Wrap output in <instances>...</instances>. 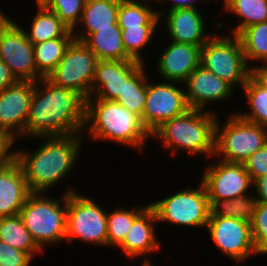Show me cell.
Segmentation results:
<instances>
[{"label":"cell","instance_id":"cell-1","mask_svg":"<svg viewBox=\"0 0 267 266\" xmlns=\"http://www.w3.org/2000/svg\"><path fill=\"white\" fill-rule=\"evenodd\" d=\"M86 100L47 78L35 82L26 123V141L34 137L83 134Z\"/></svg>","mask_w":267,"mask_h":266},{"label":"cell","instance_id":"cell-2","mask_svg":"<svg viewBox=\"0 0 267 266\" xmlns=\"http://www.w3.org/2000/svg\"><path fill=\"white\" fill-rule=\"evenodd\" d=\"M34 139L43 142L32 152L15 147L14 159L24 172L30 192L47 193L71 176L77 167L85 139L82 134Z\"/></svg>","mask_w":267,"mask_h":266},{"label":"cell","instance_id":"cell-3","mask_svg":"<svg viewBox=\"0 0 267 266\" xmlns=\"http://www.w3.org/2000/svg\"><path fill=\"white\" fill-rule=\"evenodd\" d=\"M83 137L99 142H114L143 152L151 134L144 126L141 117L130 112L115 101L87 99ZM89 138V139H88ZM143 151V152H142Z\"/></svg>","mask_w":267,"mask_h":266},{"label":"cell","instance_id":"cell-4","mask_svg":"<svg viewBox=\"0 0 267 266\" xmlns=\"http://www.w3.org/2000/svg\"><path fill=\"white\" fill-rule=\"evenodd\" d=\"M218 112L189 109L164 122L151 134L175 158L180 152L211 159L215 152V127ZM165 146V147H164ZM207 157V158H206Z\"/></svg>","mask_w":267,"mask_h":266},{"label":"cell","instance_id":"cell-5","mask_svg":"<svg viewBox=\"0 0 267 266\" xmlns=\"http://www.w3.org/2000/svg\"><path fill=\"white\" fill-rule=\"evenodd\" d=\"M71 185L59 197L49 193L31 192L20 210L24 226L36 245L44 251L46 246L65 241L67 230V194L78 191ZM48 196V197H47ZM61 199V200H60Z\"/></svg>","mask_w":267,"mask_h":266},{"label":"cell","instance_id":"cell-6","mask_svg":"<svg viewBox=\"0 0 267 266\" xmlns=\"http://www.w3.org/2000/svg\"><path fill=\"white\" fill-rule=\"evenodd\" d=\"M223 124L217 118L214 157L228 163H243L267 144V128L227 114ZM219 119V120H218Z\"/></svg>","mask_w":267,"mask_h":266},{"label":"cell","instance_id":"cell-7","mask_svg":"<svg viewBox=\"0 0 267 266\" xmlns=\"http://www.w3.org/2000/svg\"><path fill=\"white\" fill-rule=\"evenodd\" d=\"M195 185L183 187L178 192L169 194L164 198L150 201L149 205L153 208L157 222L174 224L189 228H205L210 216V202L206 188L200 180Z\"/></svg>","mask_w":267,"mask_h":266},{"label":"cell","instance_id":"cell-8","mask_svg":"<svg viewBox=\"0 0 267 266\" xmlns=\"http://www.w3.org/2000/svg\"><path fill=\"white\" fill-rule=\"evenodd\" d=\"M222 34L214 33L201 47L200 65L234 89H242L251 76V68L247 64L239 37Z\"/></svg>","mask_w":267,"mask_h":266},{"label":"cell","instance_id":"cell-9","mask_svg":"<svg viewBox=\"0 0 267 266\" xmlns=\"http://www.w3.org/2000/svg\"><path fill=\"white\" fill-rule=\"evenodd\" d=\"M107 211L91 196L80 191L67 194V230L65 243L107 246Z\"/></svg>","mask_w":267,"mask_h":266},{"label":"cell","instance_id":"cell-10","mask_svg":"<svg viewBox=\"0 0 267 266\" xmlns=\"http://www.w3.org/2000/svg\"><path fill=\"white\" fill-rule=\"evenodd\" d=\"M96 55L81 41L73 40L55 70L47 77L57 87L91 97V85L97 64Z\"/></svg>","mask_w":267,"mask_h":266},{"label":"cell","instance_id":"cell-11","mask_svg":"<svg viewBox=\"0 0 267 266\" xmlns=\"http://www.w3.org/2000/svg\"><path fill=\"white\" fill-rule=\"evenodd\" d=\"M0 60L10 67L18 80L37 81L34 46L17 21L2 9H0Z\"/></svg>","mask_w":267,"mask_h":266},{"label":"cell","instance_id":"cell-12","mask_svg":"<svg viewBox=\"0 0 267 266\" xmlns=\"http://www.w3.org/2000/svg\"><path fill=\"white\" fill-rule=\"evenodd\" d=\"M151 80L148 77L146 103L141 118L150 134L167 120L181 116L190 109L184 84Z\"/></svg>","mask_w":267,"mask_h":266},{"label":"cell","instance_id":"cell-13","mask_svg":"<svg viewBox=\"0 0 267 266\" xmlns=\"http://www.w3.org/2000/svg\"><path fill=\"white\" fill-rule=\"evenodd\" d=\"M205 230L221 254L238 266L250 257L258 256L248 222L232 217L209 216Z\"/></svg>","mask_w":267,"mask_h":266},{"label":"cell","instance_id":"cell-14","mask_svg":"<svg viewBox=\"0 0 267 266\" xmlns=\"http://www.w3.org/2000/svg\"><path fill=\"white\" fill-rule=\"evenodd\" d=\"M201 174L209 200L234 199L249 195L254 183L243 163H228L214 156ZM214 159V160H213Z\"/></svg>","mask_w":267,"mask_h":266},{"label":"cell","instance_id":"cell-15","mask_svg":"<svg viewBox=\"0 0 267 266\" xmlns=\"http://www.w3.org/2000/svg\"><path fill=\"white\" fill-rule=\"evenodd\" d=\"M34 81H18L0 92V128L15 142L26 138V123Z\"/></svg>","mask_w":267,"mask_h":266},{"label":"cell","instance_id":"cell-16","mask_svg":"<svg viewBox=\"0 0 267 266\" xmlns=\"http://www.w3.org/2000/svg\"><path fill=\"white\" fill-rule=\"evenodd\" d=\"M200 7L176 8L173 10L158 11L160 21L165 26L166 38L169 41L203 46L215 33L206 31L207 19ZM203 12V13H202ZM163 17V18H162ZM206 20V21H205ZM208 34H207V33Z\"/></svg>","mask_w":267,"mask_h":266},{"label":"cell","instance_id":"cell-17","mask_svg":"<svg viewBox=\"0 0 267 266\" xmlns=\"http://www.w3.org/2000/svg\"><path fill=\"white\" fill-rule=\"evenodd\" d=\"M184 88L190 109L212 112L215 111L214 109H209L210 105L213 106V103L216 105L219 102L221 104L222 101H230L229 99H232L237 91L229 83L201 65L188 76L184 83Z\"/></svg>","mask_w":267,"mask_h":266},{"label":"cell","instance_id":"cell-18","mask_svg":"<svg viewBox=\"0 0 267 266\" xmlns=\"http://www.w3.org/2000/svg\"><path fill=\"white\" fill-rule=\"evenodd\" d=\"M143 64L134 59L98 60L91 85V97L88 99L116 101L123 92L125 82Z\"/></svg>","mask_w":267,"mask_h":266},{"label":"cell","instance_id":"cell-19","mask_svg":"<svg viewBox=\"0 0 267 266\" xmlns=\"http://www.w3.org/2000/svg\"><path fill=\"white\" fill-rule=\"evenodd\" d=\"M171 42V43H170ZM165 44L156 61L158 79L184 84L188 76L200 65L201 47L170 41Z\"/></svg>","mask_w":267,"mask_h":266},{"label":"cell","instance_id":"cell-20","mask_svg":"<svg viewBox=\"0 0 267 266\" xmlns=\"http://www.w3.org/2000/svg\"><path fill=\"white\" fill-rule=\"evenodd\" d=\"M156 224L158 226L156 214L153 208L148 205L133 221L123 243L118 247L121 254L126 259H150L154 252L158 253L161 247V241L156 235ZM149 256V257H148Z\"/></svg>","mask_w":267,"mask_h":266},{"label":"cell","instance_id":"cell-21","mask_svg":"<svg viewBox=\"0 0 267 266\" xmlns=\"http://www.w3.org/2000/svg\"><path fill=\"white\" fill-rule=\"evenodd\" d=\"M30 193L24 172L15 159L0 166V218L18 215Z\"/></svg>","mask_w":267,"mask_h":266},{"label":"cell","instance_id":"cell-22","mask_svg":"<svg viewBox=\"0 0 267 266\" xmlns=\"http://www.w3.org/2000/svg\"><path fill=\"white\" fill-rule=\"evenodd\" d=\"M119 2L120 0H86L81 20L73 30L74 39L83 42L98 29L118 25Z\"/></svg>","mask_w":267,"mask_h":266},{"label":"cell","instance_id":"cell-23","mask_svg":"<svg viewBox=\"0 0 267 266\" xmlns=\"http://www.w3.org/2000/svg\"><path fill=\"white\" fill-rule=\"evenodd\" d=\"M83 43L96 55L98 60H132L125 51L119 25L98 29L91 33Z\"/></svg>","mask_w":267,"mask_h":266},{"label":"cell","instance_id":"cell-24","mask_svg":"<svg viewBox=\"0 0 267 266\" xmlns=\"http://www.w3.org/2000/svg\"><path fill=\"white\" fill-rule=\"evenodd\" d=\"M35 15L29 23V29L22 26L27 39L32 43H41L54 38L64 37L70 29L60 20V18L52 11L45 8L41 3H35ZM25 27V29H24Z\"/></svg>","mask_w":267,"mask_h":266},{"label":"cell","instance_id":"cell-25","mask_svg":"<svg viewBox=\"0 0 267 266\" xmlns=\"http://www.w3.org/2000/svg\"><path fill=\"white\" fill-rule=\"evenodd\" d=\"M221 11L236 16L232 35H238L244 28L267 21V0H222ZM239 23V24H238Z\"/></svg>","mask_w":267,"mask_h":266},{"label":"cell","instance_id":"cell-26","mask_svg":"<svg viewBox=\"0 0 267 266\" xmlns=\"http://www.w3.org/2000/svg\"><path fill=\"white\" fill-rule=\"evenodd\" d=\"M73 40V31L70 30L64 37L33 44L37 81L41 78H47L55 70Z\"/></svg>","mask_w":267,"mask_h":266},{"label":"cell","instance_id":"cell-27","mask_svg":"<svg viewBox=\"0 0 267 266\" xmlns=\"http://www.w3.org/2000/svg\"><path fill=\"white\" fill-rule=\"evenodd\" d=\"M151 0H120L118 25L121 29L139 26H160L158 10L150 4ZM150 3V4H149Z\"/></svg>","mask_w":267,"mask_h":266},{"label":"cell","instance_id":"cell-28","mask_svg":"<svg viewBox=\"0 0 267 266\" xmlns=\"http://www.w3.org/2000/svg\"><path fill=\"white\" fill-rule=\"evenodd\" d=\"M0 240L28 253L33 259L36 254L44 253L32 239L19 214L0 218Z\"/></svg>","mask_w":267,"mask_h":266},{"label":"cell","instance_id":"cell-29","mask_svg":"<svg viewBox=\"0 0 267 266\" xmlns=\"http://www.w3.org/2000/svg\"><path fill=\"white\" fill-rule=\"evenodd\" d=\"M242 90L249 108L245 111L234 109L230 113H237L244 120L267 128V89L250 76Z\"/></svg>","mask_w":267,"mask_h":266},{"label":"cell","instance_id":"cell-30","mask_svg":"<svg viewBox=\"0 0 267 266\" xmlns=\"http://www.w3.org/2000/svg\"><path fill=\"white\" fill-rule=\"evenodd\" d=\"M140 204V206L117 207L113 211H107V247L118 248L124 241L127 232L134 219L149 205Z\"/></svg>","mask_w":267,"mask_h":266},{"label":"cell","instance_id":"cell-31","mask_svg":"<svg viewBox=\"0 0 267 266\" xmlns=\"http://www.w3.org/2000/svg\"><path fill=\"white\" fill-rule=\"evenodd\" d=\"M143 64L124 84V89L119 98L115 101L121 106L139 115L142 118L143 110L146 103L148 88V74Z\"/></svg>","mask_w":267,"mask_h":266},{"label":"cell","instance_id":"cell-32","mask_svg":"<svg viewBox=\"0 0 267 266\" xmlns=\"http://www.w3.org/2000/svg\"><path fill=\"white\" fill-rule=\"evenodd\" d=\"M237 36L241 41L247 64L251 69L259 62L267 63V21L248 26Z\"/></svg>","mask_w":267,"mask_h":266},{"label":"cell","instance_id":"cell-33","mask_svg":"<svg viewBox=\"0 0 267 266\" xmlns=\"http://www.w3.org/2000/svg\"><path fill=\"white\" fill-rule=\"evenodd\" d=\"M237 197L231 200H209L210 202V216L232 217L239 220L252 223L258 198L255 193Z\"/></svg>","mask_w":267,"mask_h":266},{"label":"cell","instance_id":"cell-34","mask_svg":"<svg viewBox=\"0 0 267 266\" xmlns=\"http://www.w3.org/2000/svg\"><path fill=\"white\" fill-rule=\"evenodd\" d=\"M159 26H139V27H127V29H121L123 44L126 53L134 60L146 64L147 57L142 53L145 47H148L149 43L154 40L155 31ZM143 55V56H142Z\"/></svg>","mask_w":267,"mask_h":266},{"label":"cell","instance_id":"cell-35","mask_svg":"<svg viewBox=\"0 0 267 266\" xmlns=\"http://www.w3.org/2000/svg\"><path fill=\"white\" fill-rule=\"evenodd\" d=\"M86 0H43L41 4L54 12L70 29L74 30L79 24Z\"/></svg>","mask_w":267,"mask_h":266},{"label":"cell","instance_id":"cell-36","mask_svg":"<svg viewBox=\"0 0 267 266\" xmlns=\"http://www.w3.org/2000/svg\"><path fill=\"white\" fill-rule=\"evenodd\" d=\"M251 233L257 254L267 256V202H258Z\"/></svg>","mask_w":267,"mask_h":266},{"label":"cell","instance_id":"cell-37","mask_svg":"<svg viewBox=\"0 0 267 266\" xmlns=\"http://www.w3.org/2000/svg\"><path fill=\"white\" fill-rule=\"evenodd\" d=\"M32 260L28 253L0 240V266H31Z\"/></svg>","mask_w":267,"mask_h":266},{"label":"cell","instance_id":"cell-38","mask_svg":"<svg viewBox=\"0 0 267 266\" xmlns=\"http://www.w3.org/2000/svg\"><path fill=\"white\" fill-rule=\"evenodd\" d=\"M243 165L253 183L267 175V144L249 156Z\"/></svg>","mask_w":267,"mask_h":266},{"label":"cell","instance_id":"cell-39","mask_svg":"<svg viewBox=\"0 0 267 266\" xmlns=\"http://www.w3.org/2000/svg\"><path fill=\"white\" fill-rule=\"evenodd\" d=\"M16 144L15 140L0 128V166L14 159Z\"/></svg>","mask_w":267,"mask_h":266},{"label":"cell","instance_id":"cell-40","mask_svg":"<svg viewBox=\"0 0 267 266\" xmlns=\"http://www.w3.org/2000/svg\"><path fill=\"white\" fill-rule=\"evenodd\" d=\"M169 1L171 2V4H169L170 6L166 7V5H168ZM203 1L206 3L209 0H202V1H200V0H153L154 5H158V6H156V7H158L157 8L158 11L173 10L176 8H186V7H197V6L200 7L201 4H197V2L202 3ZM161 8H163V9H161Z\"/></svg>","mask_w":267,"mask_h":266},{"label":"cell","instance_id":"cell-41","mask_svg":"<svg viewBox=\"0 0 267 266\" xmlns=\"http://www.w3.org/2000/svg\"><path fill=\"white\" fill-rule=\"evenodd\" d=\"M19 80L12 73L10 67L0 60V92L6 89L8 86L14 85Z\"/></svg>","mask_w":267,"mask_h":266},{"label":"cell","instance_id":"cell-42","mask_svg":"<svg viewBox=\"0 0 267 266\" xmlns=\"http://www.w3.org/2000/svg\"><path fill=\"white\" fill-rule=\"evenodd\" d=\"M251 76L265 89H267V63L258 64L251 69Z\"/></svg>","mask_w":267,"mask_h":266},{"label":"cell","instance_id":"cell-43","mask_svg":"<svg viewBox=\"0 0 267 266\" xmlns=\"http://www.w3.org/2000/svg\"><path fill=\"white\" fill-rule=\"evenodd\" d=\"M253 192L258 198L259 202H267V175L254 182Z\"/></svg>","mask_w":267,"mask_h":266},{"label":"cell","instance_id":"cell-44","mask_svg":"<svg viewBox=\"0 0 267 266\" xmlns=\"http://www.w3.org/2000/svg\"><path fill=\"white\" fill-rule=\"evenodd\" d=\"M151 259L152 258L150 259L144 258L140 266H155V264L153 265V262ZM132 266H135V265H132Z\"/></svg>","mask_w":267,"mask_h":266},{"label":"cell","instance_id":"cell-45","mask_svg":"<svg viewBox=\"0 0 267 266\" xmlns=\"http://www.w3.org/2000/svg\"><path fill=\"white\" fill-rule=\"evenodd\" d=\"M43 0H35L36 3H41Z\"/></svg>","mask_w":267,"mask_h":266}]
</instances>
